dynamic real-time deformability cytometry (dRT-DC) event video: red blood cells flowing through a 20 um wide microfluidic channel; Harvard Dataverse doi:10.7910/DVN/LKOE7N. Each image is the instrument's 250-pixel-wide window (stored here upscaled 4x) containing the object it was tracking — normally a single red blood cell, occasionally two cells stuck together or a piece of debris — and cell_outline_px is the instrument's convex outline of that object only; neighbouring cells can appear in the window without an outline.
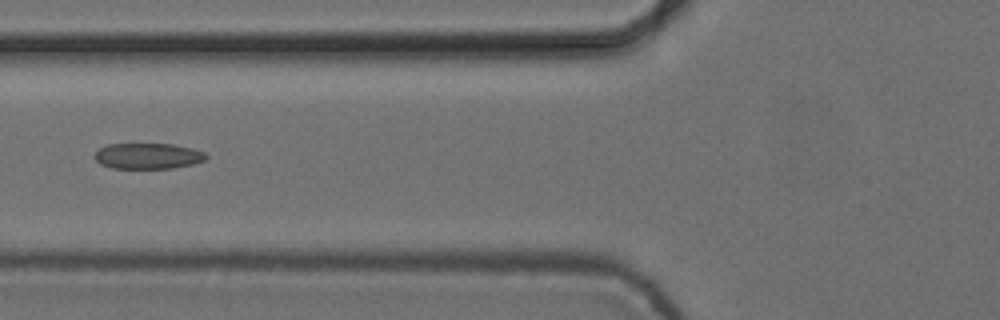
{"species": "common noctule bat (a hibernating species)", "species_latin": "Nyctalus noctula", "temperature_condition": "cold", "stored_images_in_passage": 7, "camera_frame_rate_fps": 3000, "um_per_image_px": 0.085, "animal": {"sex": "female", "body_mass_g": 24.6, "forearm_length_mm": 56.2}, "frame": {"image": 1, "passage_image": 6, "time_ms": 1.667, "image_size_px": [1000, 320], "cell_outline_px": [[208, 156], [204, 160], [192, 164], [172, 168], [112, 168], [100, 164], [96, 160], [96, 152], [100, 148], [108, 144], [172, 144], [192, 148], [204, 152]], "centroid_in_image_um": [12.58, 13.26], "position_along_channel_um": 113.2, "area_um2": 16.59}}
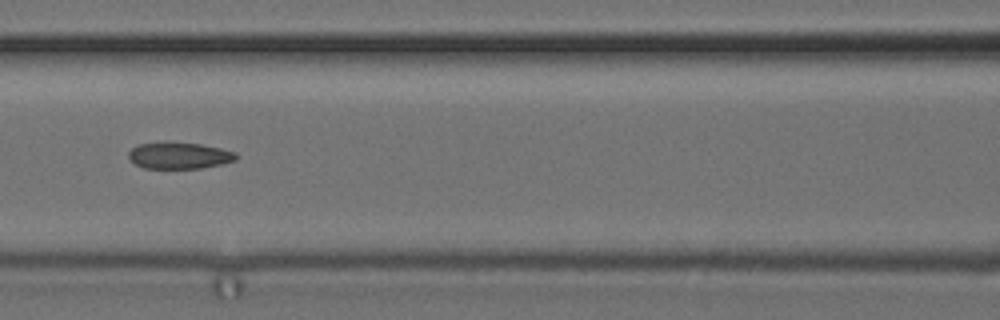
{"frame": {"image": 2, "passage_image": 7, "time_ms": 2.0, "image_size_px": [1000, 320], "cell_outline_px": [[236, 160], [220, 164], [200, 168], [144, 168], [136, 164], [128, 156], [128, 152], [132, 148], [140, 144], [168, 140], [200, 144], [220, 148], [236, 152]], "centroid_in_image_um": [15.21, 13.19], "position_along_channel_um": 151.4, "area_um2": 16.76}}